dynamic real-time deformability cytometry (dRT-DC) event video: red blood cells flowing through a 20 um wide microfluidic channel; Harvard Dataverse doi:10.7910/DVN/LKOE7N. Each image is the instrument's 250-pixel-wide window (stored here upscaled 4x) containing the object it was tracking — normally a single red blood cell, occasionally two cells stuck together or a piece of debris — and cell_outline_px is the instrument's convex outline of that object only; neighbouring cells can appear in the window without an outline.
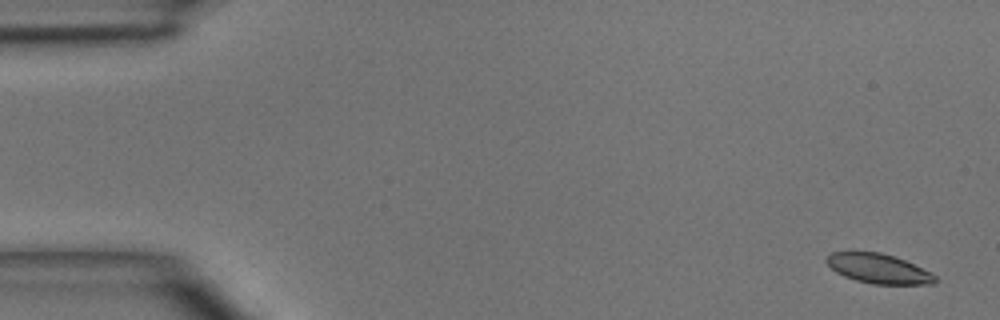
{"species": "common noctule bat (a hibernating species)", "species_latin": "Nyctalus noctula", "temperature_condition": "room temperature", "stored_images_in_passage": 5, "segment_of_instrument_passage": [2, 2], "camera_frame_rate_fps": 3000, "um_per_image_px": 0.085, "animal": {"sex": "male", "body_mass_g": 15.6}, "frame": {"image": 1, "passage_image": 5, "time_ms": 5.0, "image_size_px": [1000, 320], "cell_outline_px": [[940, 280], [936, 284], [872, 284], [856, 280], [844, 276], [836, 272], [824, 260], [832, 252], [848, 248], [880, 252], [904, 260], [932, 272]], "centroid_in_image_um": [74.64, 22.79], "position_along_channel_um": 10.4, "area_um2": 19.42}}